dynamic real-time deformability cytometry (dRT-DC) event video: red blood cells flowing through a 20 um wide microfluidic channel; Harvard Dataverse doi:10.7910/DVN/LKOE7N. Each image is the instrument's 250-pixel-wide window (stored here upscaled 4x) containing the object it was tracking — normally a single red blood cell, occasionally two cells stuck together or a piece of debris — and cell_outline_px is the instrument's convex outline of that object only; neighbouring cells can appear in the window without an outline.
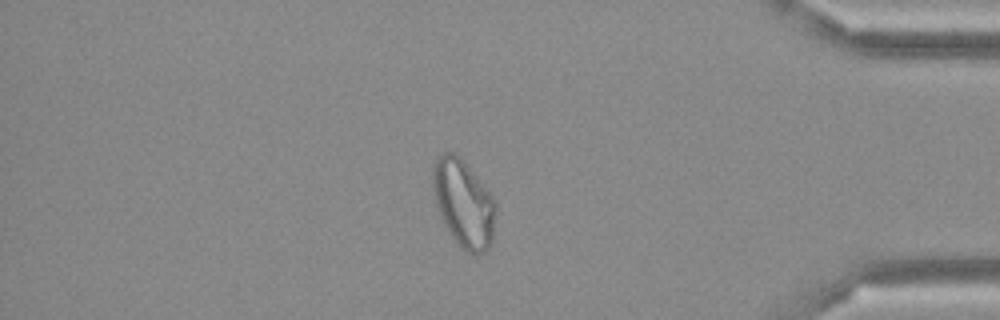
{"species": "Egyptian fruit bat (a non-hibernating species)", "species_latin": "Rousettus aegyptiacus", "temperature_condition": "cold", "stored_images_in_passage": 50, "camera_frame_rate_fps": 3000, "um_per_image_px": 0.085, "frame": {"image": 1, "passage_image": 43, "time_ms": 14.0, "image_size_px": [1000, 320], "cell_outline_px": [[496, 216], [492, 240], [488, 248], [484, 252], [476, 256], [460, 248], [448, 232], [440, 220], [432, 188], [432, 164], [444, 152], [452, 152], [460, 156], [496, 200]], "centroid_in_image_um": [39.39, 17.32], "position_along_channel_um": 395.8, "area_um2": 32.66}}